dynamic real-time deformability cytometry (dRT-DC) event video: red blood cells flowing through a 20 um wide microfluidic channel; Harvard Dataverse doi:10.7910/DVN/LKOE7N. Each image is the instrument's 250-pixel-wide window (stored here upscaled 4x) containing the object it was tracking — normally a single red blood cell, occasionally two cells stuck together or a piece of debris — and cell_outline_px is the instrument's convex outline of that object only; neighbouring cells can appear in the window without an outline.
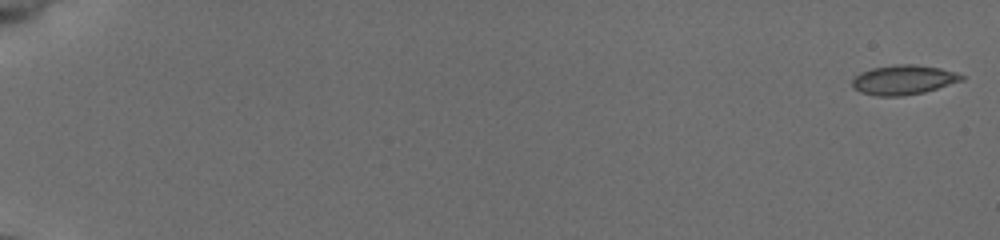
{"species": "common noctule bat (a hibernating species)", "species_latin": "Nyctalus noctula", "temperature_condition": "cold", "stored_images_in_passage": 54, "camera_frame_rate_fps": 3000, "um_per_image_px": 0.085, "animal": {"sex": "female", "body_mass_g": 19.5, "forearm_length_mm": 54.1}, "frame": {"image": 1, "passage_image": 1, "time_ms": 0.0, "image_size_px": [1000, 240], "cell_outline_px": [[964, 80], [924, 92], [900, 96], [876, 96], [860, 92], [852, 84], [852, 80], [860, 72], [872, 68], [896, 64], [916, 64], [940, 68], [956, 72], [964, 76]], "centroid_in_image_um": [76.81, 6.78], "position_along_channel_um": 8.2, "area_um2": 18.79}}
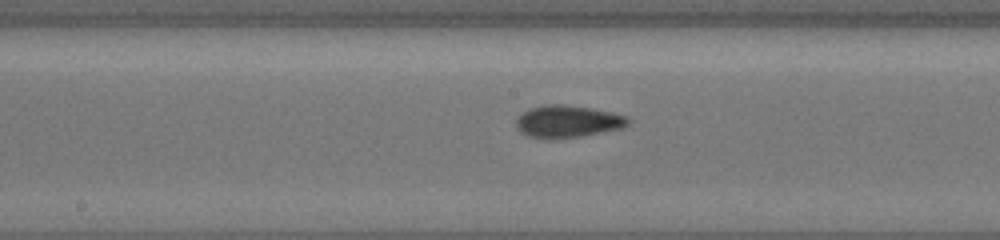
{"frame": {"image": 2, "passage_image": 31, "time_ms": 10.0, "image_size_px": [1000, 240], "cell_outline_px": [[632, 120], [628, 124], [620, 128], [580, 136], [544, 140], [528, 136], [516, 124], [516, 120], [528, 108], [544, 104], [560, 104], [592, 108], [612, 112], [628, 116]], "centroid_in_image_um": [48.27, 10.31], "position_along_channel_um": 199.9, "area_um2": 20.92}}
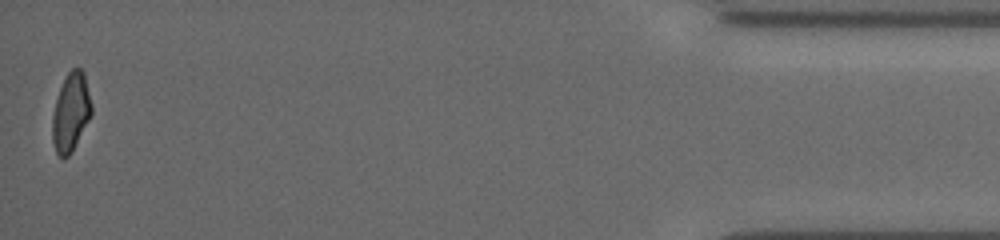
{"frame": {"image": 3, "passage_image": 54, "time_ms": 17.667, "image_size_px": [1000, 240], "cell_outline_px": [[92, 112], [72, 152], [64, 160], [56, 152], [52, 140], [52, 116], [56, 100], [60, 88], [68, 72], [72, 68], [80, 68], [84, 72], [92, 104]], "centroid_in_image_um": [6.02, 9.55], "position_along_channel_um": 429.2, "area_um2": 17.8}, "authors_computed_cell_mechanics": {"area_um2": 18.8717, "velocity_mm_per_s": 3.9541, "shape_relaxation_time_tau1_ms": 7.595, "shape_relaxation_time_tau2_ms": 5.2641, "deformation_change_tau1": 0.1581, "deformation_change_tau2": 0.076}}